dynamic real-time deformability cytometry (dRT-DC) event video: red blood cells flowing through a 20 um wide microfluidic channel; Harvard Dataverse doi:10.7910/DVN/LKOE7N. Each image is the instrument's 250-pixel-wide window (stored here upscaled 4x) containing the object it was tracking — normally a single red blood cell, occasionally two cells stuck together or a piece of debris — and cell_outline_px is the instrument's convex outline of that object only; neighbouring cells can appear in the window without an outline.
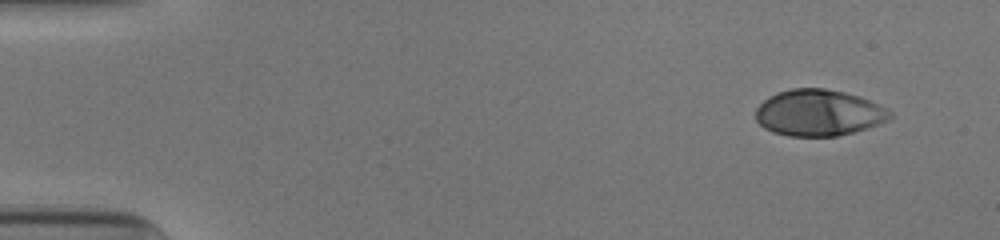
{"species": "human", "species_latin": "Homo sapiens", "temperature_condition": "cold", "stored_images_in_passage": 49, "camera_frame_rate_fps": 3000, "um_per_image_px": 0.085, "donor": {"sex": "male"}, "frame": {"image": 1, "passage_image": 1, "time_ms": 0.0, "image_size_px": [1000, 240], "cell_outline_px": [[892, 116], [888, 120], [852, 132], [836, 136], [788, 136], [772, 132], [764, 128], [756, 120], [756, 108], [768, 96], [776, 92], [792, 88], [824, 88], [844, 92], [860, 96], [892, 112]], "centroid_in_image_um": [69.53, 9.58], "position_along_channel_um": 15.5, "area_um2": 36.07}}
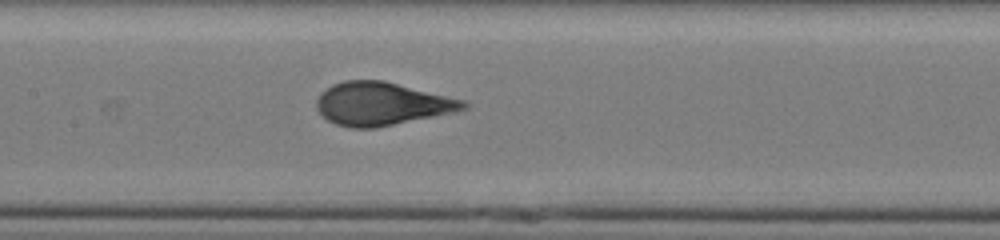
{"frame": {"image": 2, "passage_image": 23, "time_ms": 7.333, "image_size_px": [1000, 240], "cell_outline_px": [[468, 108], [452, 112], [376, 128], [352, 128], [336, 124], [328, 120], [316, 108], [316, 100], [320, 92], [332, 84], [344, 80], [384, 80], [468, 100]], "centroid_in_image_um": [32.46, 8.8], "position_along_channel_um": 174.9, "area_um2": 37.05}}
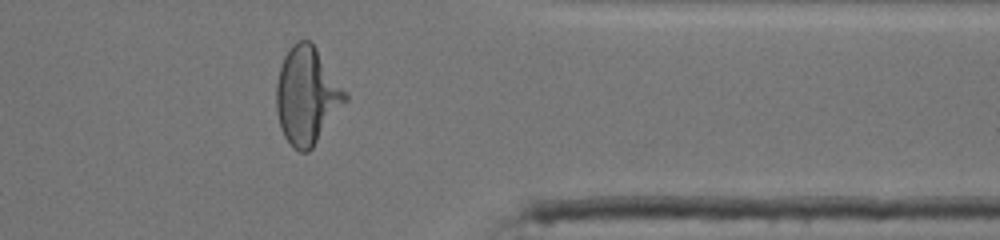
{"frame": {"image": 3, "passage_image": 40, "time_ms": 13.0, "image_size_px": [1000, 240], "cell_outline_px": [[348, 100], [312, 148], [308, 152], [300, 152], [284, 136], [280, 128], [276, 108], [276, 84], [280, 68], [284, 56], [292, 44], [296, 40], [308, 40], [316, 48], [348, 96]], "centroid_in_image_um": [26.07, 8.14], "position_along_channel_um": 385.3, "area_um2": 38.49}, "authors_computed_cell_mechanics": {"area_um2": 36.8186, "velocity_mm_per_s": 3.9057, "shape_relaxation_time_tau1_ms": 4.1194, "shape_relaxation_time_tau2_ms": null, "deformation_change_tau1": 0.2167, "deformation_change_tau2": null}}